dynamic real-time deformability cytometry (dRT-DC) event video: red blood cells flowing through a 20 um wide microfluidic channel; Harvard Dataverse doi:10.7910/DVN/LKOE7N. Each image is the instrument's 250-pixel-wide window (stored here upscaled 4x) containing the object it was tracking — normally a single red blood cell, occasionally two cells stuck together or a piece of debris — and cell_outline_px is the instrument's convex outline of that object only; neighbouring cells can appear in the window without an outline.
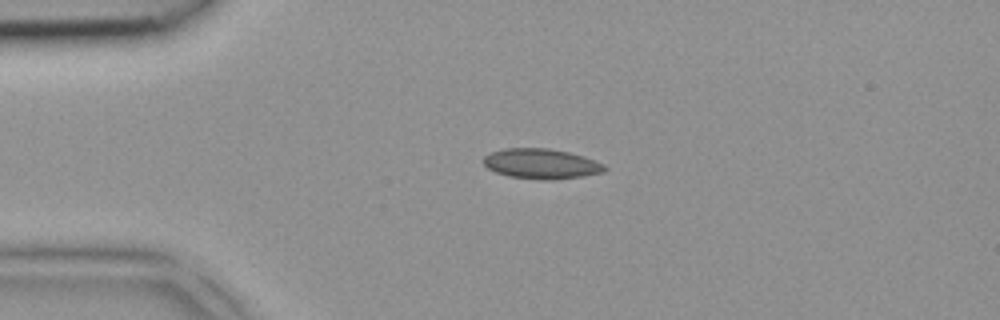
{"species": "common noctule bat (a hibernating species)", "species_latin": "Nyctalus noctula", "temperature_condition": "room temperature", "stored_images_in_passage": 2, "camera_frame_rate_fps": 3000, "um_per_image_px": 0.085, "animal": {"sex": "female", "body_mass_g": 18.4}, "frame": {"image": 1, "passage_image": 1, "time_ms": 0.0, "image_size_px": [1000, 320], "cell_outline_px": [[608, 168], [604, 172], [584, 176], [548, 180], [540, 180], [508, 176], [496, 172], [488, 168], [484, 164], [484, 156], [492, 152], [504, 148], [548, 148], [568, 152], [584, 156], [604, 164]], "centroid_in_image_um": [46.03, 13.92], "position_along_channel_um": 39.0, "area_um2": 21.27}}